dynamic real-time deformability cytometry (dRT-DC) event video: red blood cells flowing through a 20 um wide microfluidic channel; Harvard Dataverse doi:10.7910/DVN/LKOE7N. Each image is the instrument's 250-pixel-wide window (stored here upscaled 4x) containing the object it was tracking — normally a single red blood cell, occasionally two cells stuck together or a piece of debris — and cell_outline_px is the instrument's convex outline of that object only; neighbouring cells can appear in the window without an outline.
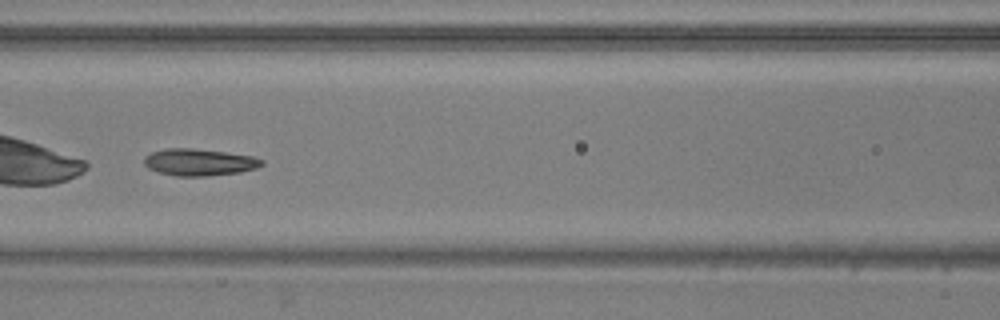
{"species": "common noctule bat (a hibernating species)", "species_latin": "Nyctalus noctula", "temperature_condition": "warm", "stored_images_in_passage": 50, "camera_frame_rate_fps": 3000, "um_per_image_px": 0.085, "animal": {"sex": "male", "body_mass_g": 20.5, "forearm_length_mm": 52.5}, "frame": {"image": 1, "passage_image": 22, "time_ms": 7.0, "image_size_px": [1000, 320], "cell_outline_px": [[264, 164], [256, 168], [240, 172], [204, 176], [176, 176], [160, 172], [148, 168], [144, 164], [144, 156], [152, 152], [168, 148], [192, 148], [224, 152], [252, 156], [264, 160]], "centroid_in_image_um": [16.93, 13.78], "position_along_channel_um": 149.7, "area_um2": 18.32}}